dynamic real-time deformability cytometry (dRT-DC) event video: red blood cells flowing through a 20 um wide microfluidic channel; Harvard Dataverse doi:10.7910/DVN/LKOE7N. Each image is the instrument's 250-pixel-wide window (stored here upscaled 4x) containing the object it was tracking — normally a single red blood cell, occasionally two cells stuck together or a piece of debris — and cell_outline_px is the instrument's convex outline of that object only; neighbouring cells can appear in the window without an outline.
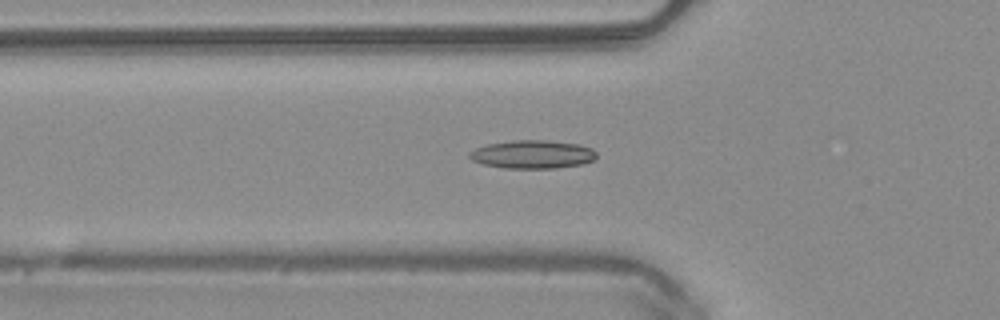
{"species": "common noctule bat (a hibernating species)", "species_latin": "Nyctalus noctula", "temperature_condition": "warm", "stored_images_in_passage": 38, "camera_frame_rate_fps": 3000, "um_per_image_px": 0.085, "animal": {"sex": "male", "body_mass_g": 20.4}, "frame": {"image": 1, "passage_image": 6, "time_ms": 1.667, "image_size_px": [1000, 320], "cell_outline_px": [[596, 156], [592, 160], [580, 164], [556, 168], [504, 168], [484, 164], [472, 160], [468, 156], [468, 152], [476, 148], [488, 144], [512, 140], [544, 140], [580, 144], [592, 148], [596, 152]], "centroid_in_image_um": [45.25, 13.11], "position_along_channel_um": 80.6, "area_um2": 20.87}}
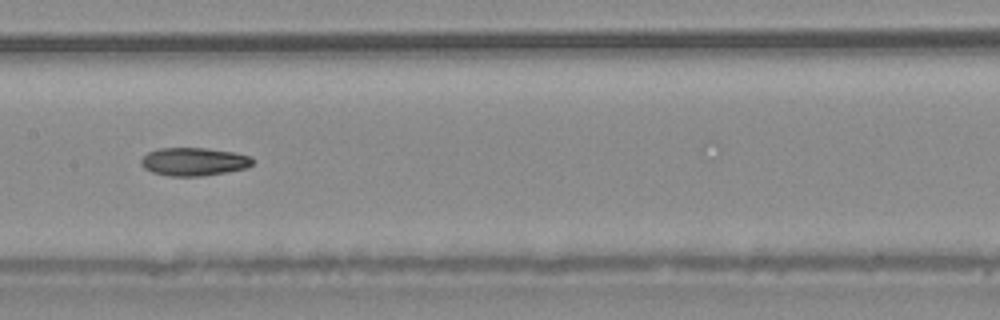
{"frame": {"image": 2, "passage_image": 14, "time_ms": 4.333, "image_size_px": [1000, 320], "cell_outline_px": [[252, 164], [248, 168], [204, 176], [168, 176], [152, 172], [144, 168], [140, 164], [140, 160], [148, 152], [160, 148], [208, 148], [236, 152], [252, 156]], "centroid_in_image_um": [16.49, 13.74], "position_along_channel_um": 190.9, "area_um2": 18.5}}
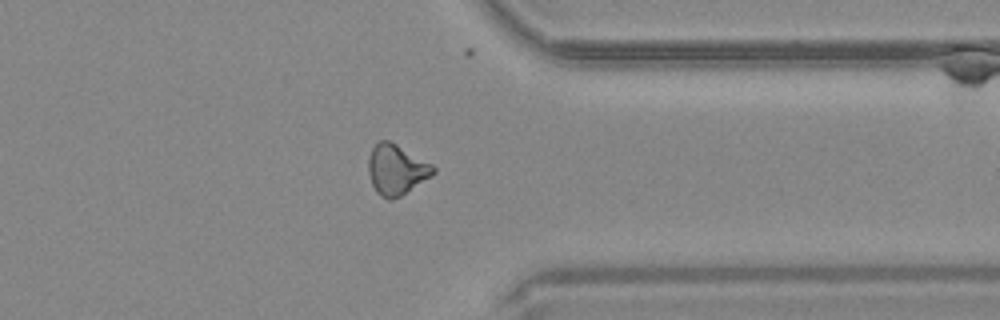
{"frame": {"image": 3, "passage_image": 28, "time_ms": 9.0, "image_size_px": [1000, 320], "cell_outline_px": [[436, 172], [432, 176], [400, 196], [392, 200], [388, 200], [380, 196], [376, 192], [372, 184], [368, 172], [368, 160], [372, 148], [380, 140], [388, 140], [396, 144], [432, 164], [436, 168]], "centroid_in_image_um": [33.69, 14.43], "position_along_channel_um": 377.7, "area_um2": 18.96}, "authors_computed_cell_mechanics": {"area_um2": 18.4382, "velocity_mm_per_s": 4.102, "shape_relaxation_time_tau1_ms": null, "shape_relaxation_time_tau2_ms": 6.2411, "deformation_change_tau1": null, "deformation_change_tau2": 0.1622}}